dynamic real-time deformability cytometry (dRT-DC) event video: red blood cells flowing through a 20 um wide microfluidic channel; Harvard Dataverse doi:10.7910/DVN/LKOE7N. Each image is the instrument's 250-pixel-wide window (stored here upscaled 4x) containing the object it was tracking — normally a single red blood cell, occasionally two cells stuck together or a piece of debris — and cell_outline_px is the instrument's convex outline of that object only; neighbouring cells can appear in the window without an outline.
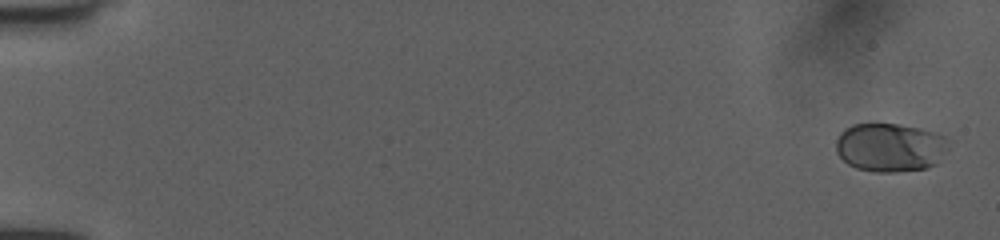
{"species": "human", "species_latin": "Homo sapiens", "temperature_condition": "room temperature", "stored_images_in_passage": 52, "camera_frame_rate_fps": 3000, "um_per_image_px": 0.085, "donor": {"sex": "female"}, "frame": {"image": 1, "passage_image": 1, "time_ms": 0.0, "image_size_px": [1000, 240], "cell_outline_px": [[944, 140], [936, 164], [928, 168], [896, 172], [872, 172], [856, 168], [848, 164], [836, 152], [836, 140], [840, 132], [844, 128], [852, 124], [896, 124], [920, 128], [944, 136]], "centroid_in_image_um": [75.53, 12.53], "position_along_channel_um": 9.5, "area_um2": 31.33}}
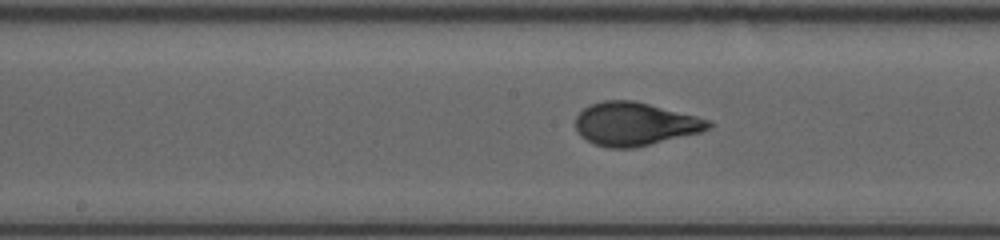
{"frame": {"image": 2, "passage_image": 28, "time_ms": 9.0, "image_size_px": [1000, 240], "cell_outline_px": [[712, 124], [708, 128], [700, 132], [636, 148], [608, 148], [592, 144], [580, 136], [576, 132], [576, 116], [584, 108], [592, 104], [604, 100], [632, 100], [712, 120]], "centroid_in_image_um": [53.93, 10.55], "position_along_channel_um": 194.3, "area_um2": 33.47}}
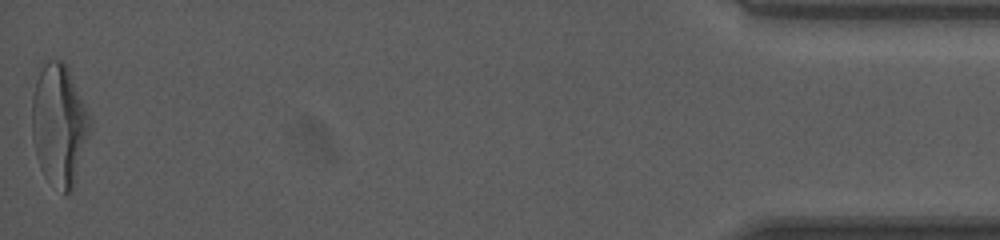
{"frame": {"image": 3, "passage_image": 52, "time_ms": 17.0, "image_size_px": [1000, 240], "cell_outline_px": [[92, 128], [72, 188], [68, 192], [64, 192], [48, 180], [44, 176], [40, 168], [36, 156], [32, 136], [32, 100], [40, 60], [60, 60], [68, 68], [92, 116]], "centroid_in_image_um": [5.03, 10.53], "position_along_channel_um": 430.2, "area_um2": 41.44}, "authors_computed_cell_mechanics": {"area_um2": 32.5992, "velocity_mm_per_s": 4.0168, "shape_relaxation_time_tau1_ms": 3.6569, "shape_relaxation_time_tau2_ms": null, "deformation_change_tau1": 0.1642, "deformation_change_tau2": null}}